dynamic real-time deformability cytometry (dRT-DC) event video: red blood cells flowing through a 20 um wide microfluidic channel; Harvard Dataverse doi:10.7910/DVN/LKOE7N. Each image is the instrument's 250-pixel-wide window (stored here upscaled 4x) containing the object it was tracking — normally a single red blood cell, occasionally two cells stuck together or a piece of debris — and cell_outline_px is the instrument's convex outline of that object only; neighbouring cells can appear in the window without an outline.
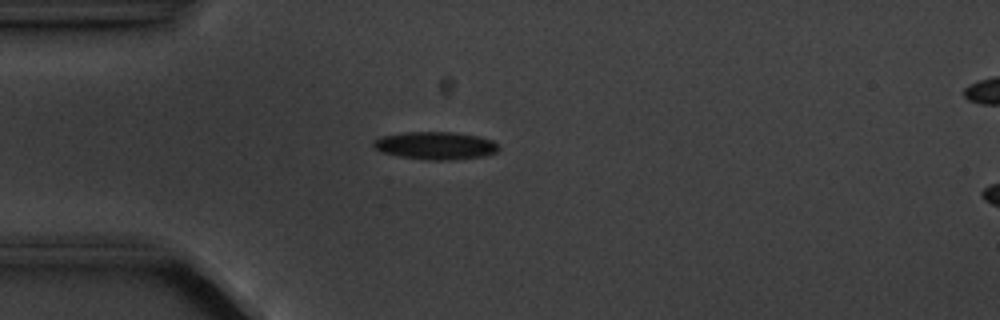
{"species": "common noctule bat (a hibernating species)", "species_latin": "Nyctalus noctula", "temperature_condition": "cold", "stored_images_in_passage": 6, "segment_of_instrument_passage": [1, 2], "camera_frame_rate_fps": 3000, "um_per_image_px": 0.085, "animal": {"sex": "male", "body_mass_g": 20.1, "forearm_length_mm": 53.5}, "frame": {"image": 1, "passage_image": 5, "time_ms": 4.667, "image_size_px": [1000, 320], "cell_outline_px": [[500, 148], [496, 152], [484, 156], [452, 160], [424, 160], [400, 156], [384, 152], [376, 148], [372, 144], [372, 140], [380, 136], [404, 132], [452, 132], [476, 136], [492, 140]], "centroid_in_image_um": [37.0, 12.37], "position_along_channel_um": 48.0, "area_um2": 20.17}}